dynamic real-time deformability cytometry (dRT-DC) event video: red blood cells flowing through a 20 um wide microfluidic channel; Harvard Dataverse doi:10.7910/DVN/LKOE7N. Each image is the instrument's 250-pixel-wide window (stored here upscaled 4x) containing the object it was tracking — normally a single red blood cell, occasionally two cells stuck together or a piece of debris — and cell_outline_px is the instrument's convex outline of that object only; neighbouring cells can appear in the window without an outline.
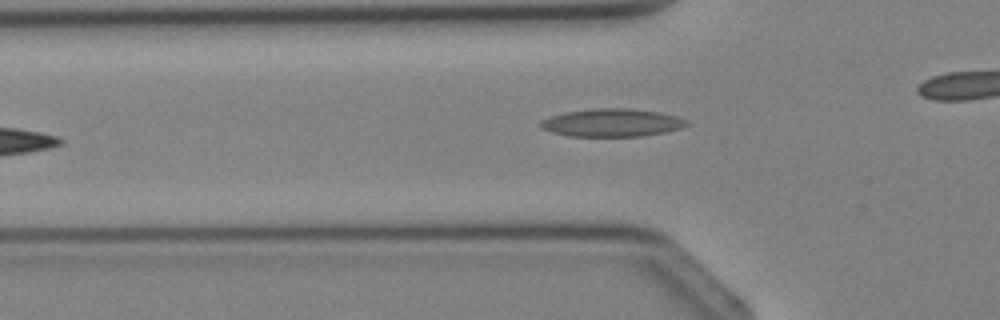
{"species": "Egyptian fruit bat (a non-hibernating species)", "species_latin": "Rousettus aegyptiacus", "temperature_condition": "cold", "stored_images_in_passage": 6, "segment_of_instrument_passage": [1, 2], "camera_frame_rate_fps": 3000, "um_per_image_px": 0.085, "animal": {"sex": "female"}, "frame": {"image": 1, "passage_image": 4, "time_ms": 3.333, "image_size_px": [1000, 320], "cell_outline_px": [[692, 124], [684, 128], [644, 136], [568, 136], [552, 132], [536, 124], [540, 120], [548, 116], [564, 112], [592, 108], [632, 108], [660, 112], [676, 116], [688, 120]], "centroid_in_image_um": [52.04, 10.42], "position_along_channel_um": 73.8, "area_um2": 24.22}}